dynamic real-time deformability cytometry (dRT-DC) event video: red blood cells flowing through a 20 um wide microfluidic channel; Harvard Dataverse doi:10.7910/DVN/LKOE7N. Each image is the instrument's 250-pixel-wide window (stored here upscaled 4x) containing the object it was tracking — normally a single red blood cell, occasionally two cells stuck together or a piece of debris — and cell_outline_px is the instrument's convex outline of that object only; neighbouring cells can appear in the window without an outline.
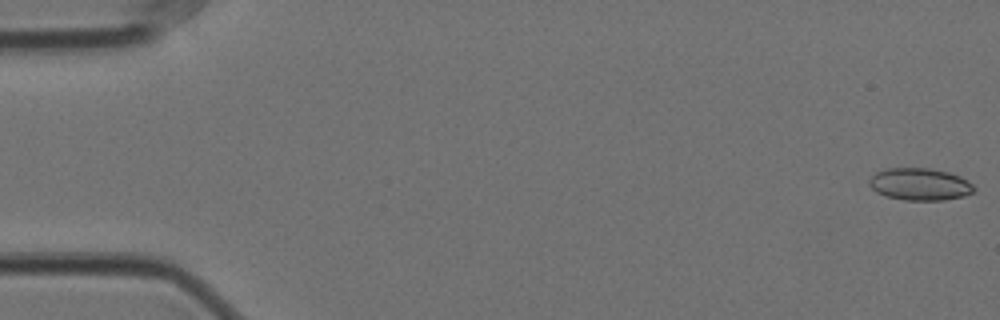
{"species": "Egyptian fruit bat (a non-hibernating species)", "species_latin": "Rousettus aegyptiacus", "temperature_condition": "cold", "stored_images_in_passage": 57, "camera_frame_rate_fps": 3000, "um_per_image_px": 0.085, "animal": {"sex": "female"}, "frame": {"image": 1, "passage_image": 1, "time_ms": 0.0, "image_size_px": [1000, 320], "cell_outline_px": [[976, 188], [972, 192], [964, 196], [944, 200], [904, 200], [884, 196], [876, 192], [868, 184], [868, 180], [876, 172], [888, 168], [928, 168], [948, 172], [960, 176], [972, 184]], "centroid_in_image_um": [78.16, 15.66], "position_along_channel_um": 6.8, "area_um2": 19.71}}
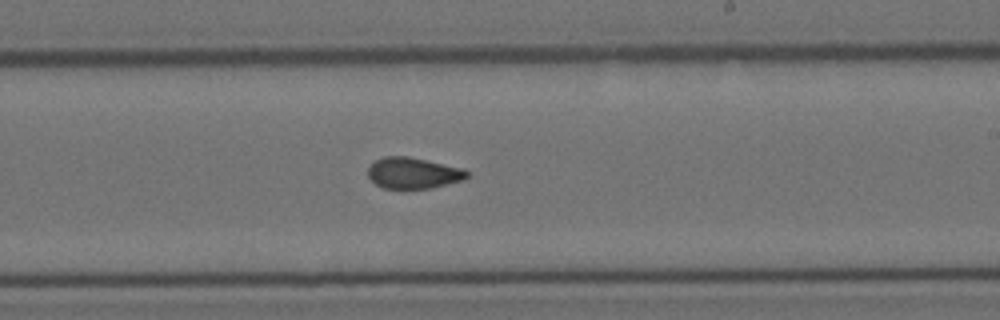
{"frame": {"image": 2, "passage_image": 34, "time_ms": 11.0, "image_size_px": [1000, 320], "cell_outline_px": [[468, 176], [464, 180], [432, 188], [384, 188], [376, 184], [368, 176], [368, 168], [376, 160], [384, 156], [408, 156], [464, 168], [468, 172]], "centroid_in_image_um": [35.15, 14.7], "position_along_channel_um": 253.9, "area_um2": 17.92}}
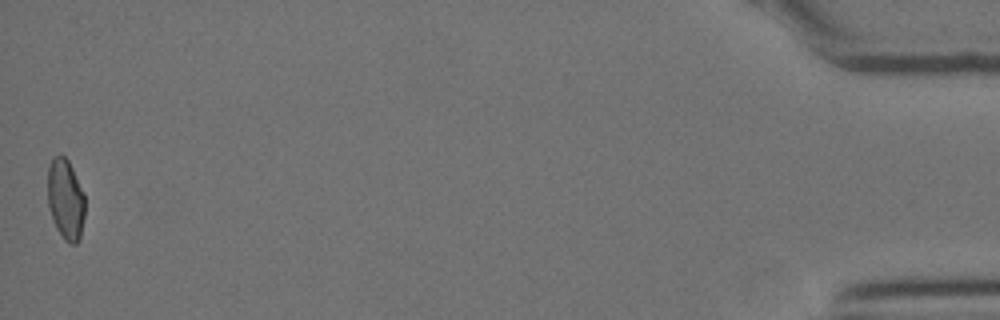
{"frame": {"image": 3, "passage_image": 57, "time_ms": 18.667, "image_size_px": [1000, 320], "cell_outline_px": [[84, 216], [80, 240], [76, 244], [68, 244], [64, 240], [56, 228], [52, 220], [48, 208], [48, 168], [52, 160], [56, 156], [64, 156], [68, 160], [84, 192]], "centroid_in_image_um": [5.58, 17.0], "position_along_channel_um": 429.6, "area_um2": 17.63}, "authors_computed_cell_mechanics": {"area_um2": 18.496, "velocity_mm_per_s": 3.536, "shape_relaxation_time_tau1_ms": null, "shape_relaxation_time_tau2_ms": 2.0767, "deformation_change_tau1": null, "deformation_change_tau2": 0.0758}}